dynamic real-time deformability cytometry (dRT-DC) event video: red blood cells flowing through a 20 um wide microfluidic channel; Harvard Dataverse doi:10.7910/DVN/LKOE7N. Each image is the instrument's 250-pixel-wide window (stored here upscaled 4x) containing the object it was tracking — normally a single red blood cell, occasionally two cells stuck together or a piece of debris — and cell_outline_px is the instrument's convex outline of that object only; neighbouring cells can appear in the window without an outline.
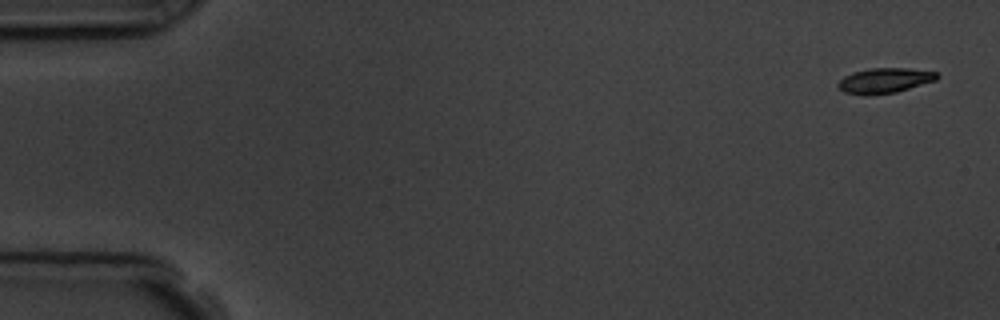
{"species": "common noctule bat (a hibernating species)", "species_latin": "Nyctalus noctula", "temperature_condition": "room temperature", "stored_images_in_passage": 5, "camera_frame_rate_fps": 3000, "um_per_image_px": 0.085, "animal": {"sex": "male", "body_mass_g": 19.5, "forearm_length_mm": 54.6}, "frame": {"image": 1, "passage_image": 1, "time_ms": 0.0, "image_size_px": [1000, 320], "cell_outline_px": [[940, 76], [936, 80], [896, 92], [868, 96], [844, 92], [836, 84], [844, 76], [852, 72], [872, 68], [908, 68], [936, 72]], "centroid_in_image_um": [75.18, 6.85], "position_along_channel_um": 9.8, "area_um2": 14.51}}
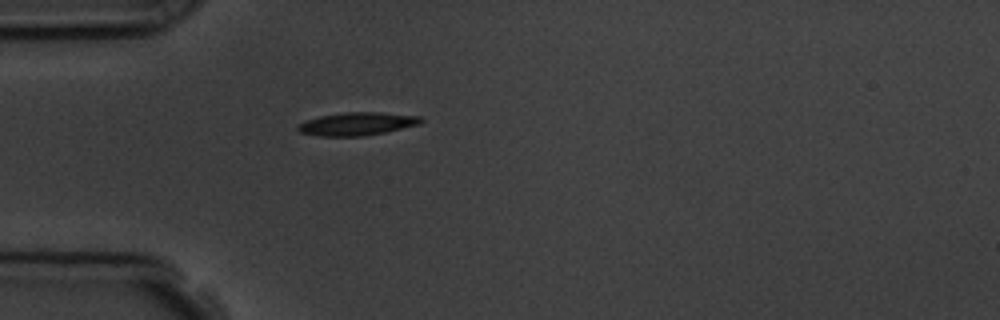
{"frame": {"image": 2, "passage_image": 5, "time_ms": 4.667, "image_size_px": [1000, 320], "cell_outline_px": [[424, 120], [420, 124], [384, 132], [364, 136], [320, 136], [300, 132], [296, 128], [296, 124], [320, 116], [348, 112], [380, 112], [420, 116]], "centroid_in_image_um": [30.35, 10.52], "position_along_channel_um": 54.6, "area_um2": 16.42}}